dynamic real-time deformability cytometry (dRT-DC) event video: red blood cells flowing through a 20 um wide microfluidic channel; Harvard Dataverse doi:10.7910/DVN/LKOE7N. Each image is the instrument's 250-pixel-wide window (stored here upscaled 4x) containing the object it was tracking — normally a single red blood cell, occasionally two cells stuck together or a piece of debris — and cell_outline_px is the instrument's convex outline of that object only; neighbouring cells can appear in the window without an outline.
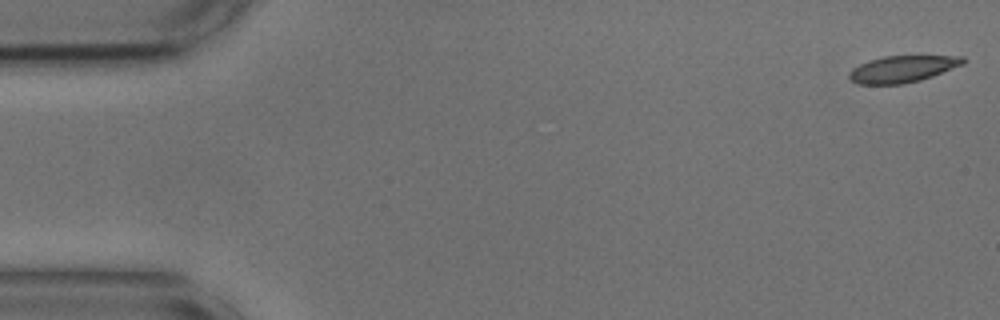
{"species": "common noctule bat (a hibernating species)", "species_latin": "Nyctalus noctula", "temperature_condition": "cold", "stored_images_in_passage": 14, "camera_frame_rate_fps": 3000, "um_per_image_px": 0.085, "animal": {"sex": "male", "body_mass_g": 17.9, "forearm_length_mm": 54.2}, "frame": {"image": 1, "passage_image": 1, "time_ms": 0.0, "image_size_px": [1000, 320], "cell_outline_px": [[968, 60], [964, 64], [932, 76], [920, 80], [904, 84], [856, 84], [848, 76], [848, 72], [852, 68], [868, 60], [884, 56], [964, 56]], "centroid_in_image_um": [76.71, 5.86], "position_along_channel_um": 8.3, "area_um2": 17.8}}
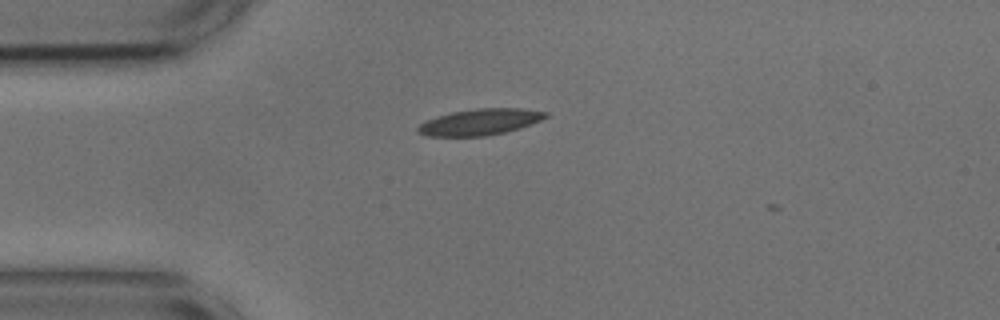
{"frame": {"image": 2, "passage_image": 13, "time_ms": 4.0, "image_size_px": [1000, 320], "cell_outline_px": [[548, 116], [540, 120], [520, 128], [504, 132], [484, 136], [428, 136], [416, 132], [416, 128], [424, 120], [452, 112], [476, 108], [524, 108], [548, 112]], "centroid_in_image_um": [40.78, 10.36], "position_along_channel_um": 44.2, "area_um2": 19.54}}